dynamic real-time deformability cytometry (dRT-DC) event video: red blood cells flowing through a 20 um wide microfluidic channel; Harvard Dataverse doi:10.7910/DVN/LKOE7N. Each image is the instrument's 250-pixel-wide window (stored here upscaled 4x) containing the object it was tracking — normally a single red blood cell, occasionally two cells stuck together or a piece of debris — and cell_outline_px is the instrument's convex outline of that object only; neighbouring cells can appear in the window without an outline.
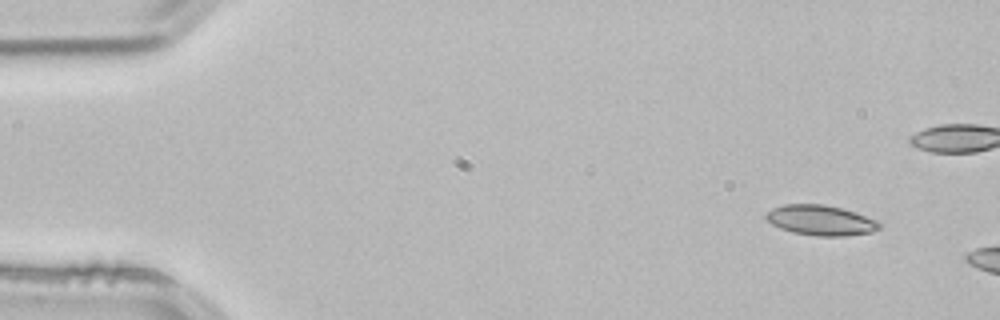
{"species": "common noctule bat (a hibernating species)", "species_latin": "Nyctalus noctula", "temperature_condition": "room temperature", "stored_images_in_passage": 4, "camera_frame_rate_fps": 3000, "um_per_image_px": 0.085, "animal": {"sex": "male", "body_mass_g": 21.5, "forearm_length_mm": 52.0}, "frame": {"image": 1, "passage_image": 1, "time_ms": 0.0, "image_size_px": [1000, 320], "cell_outline_px": [[884, 224], [880, 228], [872, 232], [844, 236], [816, 236], [792, 232], [780, 228], [764, 220], [764, 216], [772, 208], [784, 204], [824, 204], [856, 212], [876, 220]], "centroid_in_image_um": [69.76, 18.72], "position_along_channel_um": 15.2, "area_um2": 20.11}}